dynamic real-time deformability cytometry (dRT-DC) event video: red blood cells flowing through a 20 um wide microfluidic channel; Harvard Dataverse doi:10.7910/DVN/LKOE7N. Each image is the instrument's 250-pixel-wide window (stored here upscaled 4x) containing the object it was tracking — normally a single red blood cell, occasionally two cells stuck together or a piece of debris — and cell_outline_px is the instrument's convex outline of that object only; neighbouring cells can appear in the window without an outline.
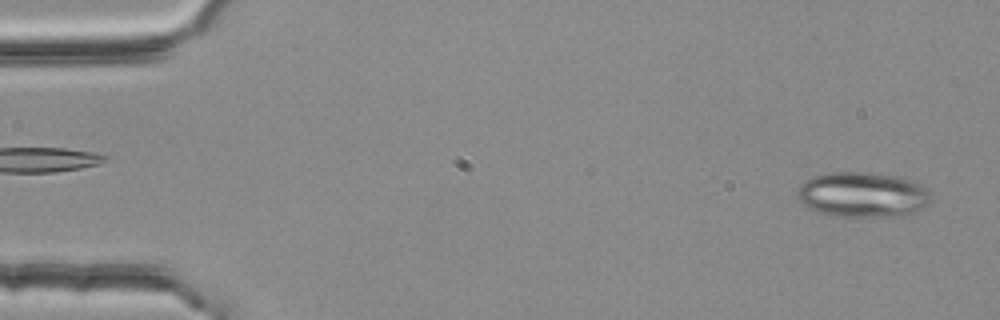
{"species": "common noctule bat (a hibernating species)", "species_latin": "Nyctalus noctula", "temperature_condition": "room temperature", "stored_images_in_passage": 53, "camera_frame_rate_fps": 3000, "um_per_image_px": 0.085, "animal": {"sex": "female", "body_mass_g": 25.1}, "frame": {"image": 1, "passage_image": 2, "time_ms": 0.333, "image_size_px": [1000, 320], "cell_outline_px": [[928, 200], [912, 216], [836, 216], [820, 212], [804, 204], [800, 200], [796, 192], [800, 184], [804, 180], [812, 176], [828, 172], [860, 172], [904, 176], [916, 180], [928, 192]], "centroid_in_image_um": [73.32, 16.52], "position_along_channel_um": 11.7, "area_um2": 35.2}}
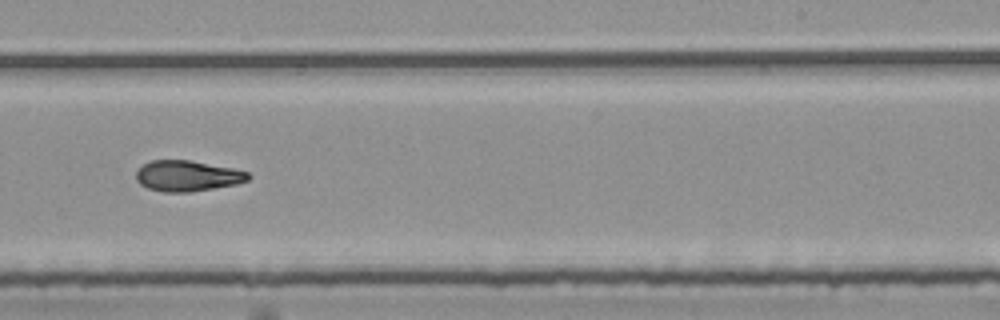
{"frame": {"image": 2, "passage_image": 33, "time_ms": 10.667, "image_size_px": [1000, 320], "cell_outline_px": [[252, 176], [248, 180], [236, 184], [216, 188], [192, 192], [164, 192], [148, 188], [140, 184], [136, 180], [136, 172], [144, 164], [152, 160], [192, 160], [232, 168], [248, 172]], "centroid_in_image_um": [15.94, 14.95], "position_along_channel_um": 273.1, "area_um2": 20.17}}
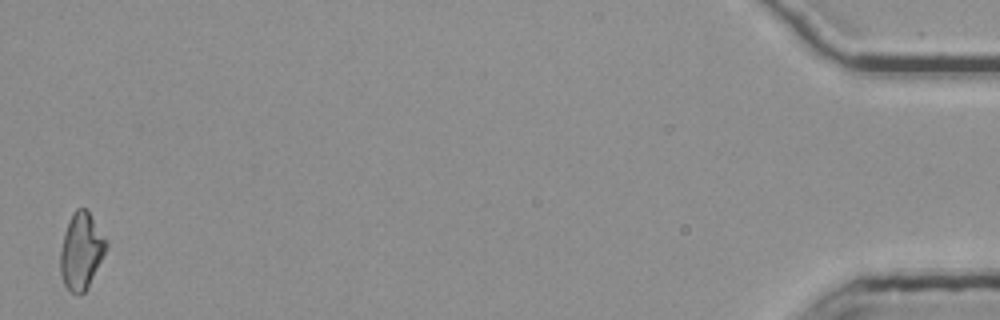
{"frame": {"image": 3, "passage_image": 53, "time_ms": 17.333, "image_size_px": [1000, 320], "cell_outline_px": [[108, 248], [88, 288], [80, 296], [72, 292], [64, 284], [60, 272], [60, 252], [64, 232], [68, 220], [72, 212], [76, 208], [84, 208], [88, 212], [108, 240]], "centroid_in_image_um": [6.92, 21.35], "position_along_channel_um": 428.3, "area_um2": 20.69}, "authors_computed_cell_mechanics": {"area_um2": 20.519, "velocity_mm_per_s": 3.7863, "shape_relaxation_time_tau1_ms": null, "shape_relaxation_time_tau2_ms": 4.9636, "deformation_change_tau1": null, "deformation_change_tau2": 0.108}}